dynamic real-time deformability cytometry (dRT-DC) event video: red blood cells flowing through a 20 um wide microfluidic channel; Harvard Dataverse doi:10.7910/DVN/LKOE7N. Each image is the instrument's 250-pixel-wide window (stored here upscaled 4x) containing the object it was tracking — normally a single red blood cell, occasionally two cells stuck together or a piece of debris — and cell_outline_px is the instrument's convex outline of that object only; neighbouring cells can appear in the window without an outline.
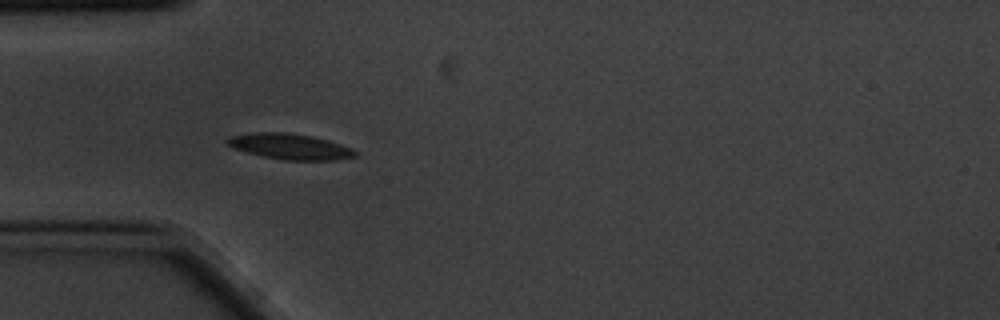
{"species": "common noctule bat (a hibernating species)", "species_latin": "Nyctalus noctula", "temperature_condition": "cold", "stored_images_in_passage": 4, "camera_frame_rate_fps": 3000, "um_per_image_px": 0.085, "animal": {"sex": "male", "body_mass_g": 20.1, "forearm_length_mm": 53.5}, "frame": {"image": 1, "passage_image": 4, "time_ms": 1.0, "image_size_px": [1000, 320], "cell_outline_px": [[356, 156], [336, 160], [284, 160], [264, 156], [232, 148], [224, 140], [228, 136], [252, 132], [284, 132], [312, 136], [328, 140], [352, 148], [356, 152]], "centroid_in_image_um": [24.61, 12.44], "position_along_channel_um": 60.4, "area_um2": 19.13}}